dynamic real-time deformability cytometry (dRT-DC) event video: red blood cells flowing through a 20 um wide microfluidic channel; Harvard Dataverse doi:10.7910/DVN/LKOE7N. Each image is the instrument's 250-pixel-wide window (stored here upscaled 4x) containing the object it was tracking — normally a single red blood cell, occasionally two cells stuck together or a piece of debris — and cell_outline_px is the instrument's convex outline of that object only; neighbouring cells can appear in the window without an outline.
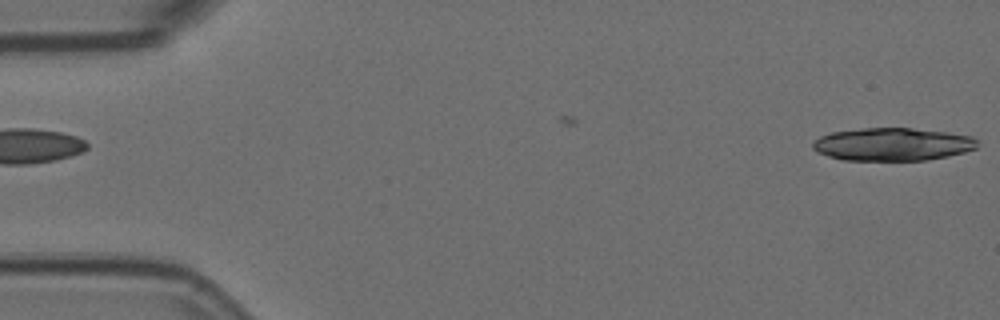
{"species": "Egyptian fruit bat (a non-hibernating species)", "species_latin": "Rousettus aegyptiacus", "temperature_condition": "room temperature", "stored_images_in_passage": 4, "segment_of_instrument_passage": [2, 2], "camera_frame_rate_fps": 3000, "um_per_image_px": 0.085, "animal": {"sex": "female"}, "frame": {"image": 1, "passage_image": 4, "time_ms": 1.0, "image_size_px": [1000, 320], "cell_outline_px": [[980, 140], [976, 148], [964, 152], [948, 156], [928, 160], [844, 160], [828, 156], [816, 152], [812, 148], [812, 144], [820, 136], [832, 132], [864, 128], [912, 128], [948, 132], [972, 136]], "centroid_in_image_um": [75.9, 12.26], "position_along_channel_um": 9.1, "area_um2": 31.67}}